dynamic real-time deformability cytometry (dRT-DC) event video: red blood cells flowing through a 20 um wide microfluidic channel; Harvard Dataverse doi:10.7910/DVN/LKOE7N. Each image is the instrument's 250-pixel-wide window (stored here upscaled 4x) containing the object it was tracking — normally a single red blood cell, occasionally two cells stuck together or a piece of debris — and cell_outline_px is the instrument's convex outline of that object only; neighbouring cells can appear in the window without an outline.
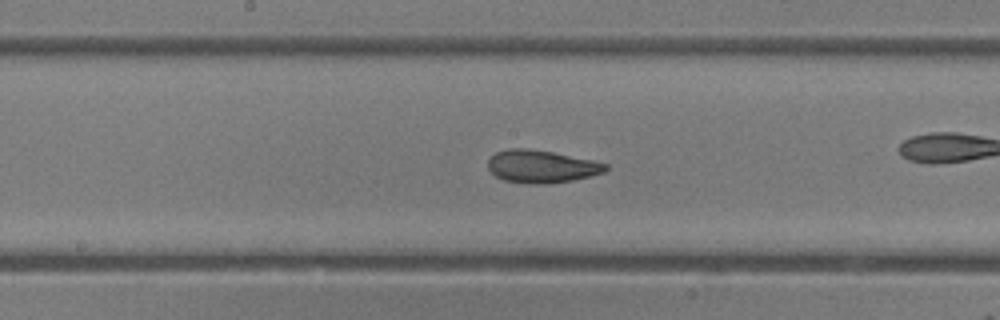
{"species": "common noctule bat (a hibernating species)", "species_latin": "Nyctalus noctula", "temperature_condition": "room temperature", "stored_images_in_passage": 33, "camera_frame_rate_fps": 3000, "um_per_image_px": 0.085, "animal": {"sex": "female"}, "frame": {"image": 1, "passage_image": 15, "time_ms": 4.667, "image_size_px": [1000, 320], "cell_outline_px": [[608, 168], [604, 172], [572, 180], [552, 184], [532, 184], [504, 180], [496, 176], [488, 168], [488, 160], [496, 152], [508, 148], [528, 148], [552, 152], [592, 160], [608, 164]], "centroid_in_image_um": [46.01, 14.15], "position_along_channel_um": 202.2, "area_um2": 22.31}}
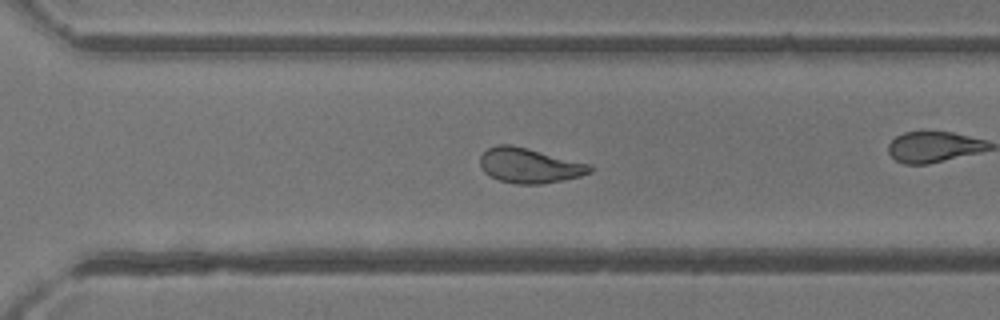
{"frame": {"image": 2, "passage_image": 24, "time_ms": 7.667, "image_size_px": [1000, 320], "cell_outline_px": [[592, 172], [580, 176], [564, 180], [540, 184], [516, 184], [500, 180], [484, 172], [480, 164], [480, 156], [488, 148], [500, 144], [512, 144], [592, 164]], "centroid_in_image_um": [45.03, 14.06], "position_along_channel_um": 325.6, "area_um2": 22.43}}